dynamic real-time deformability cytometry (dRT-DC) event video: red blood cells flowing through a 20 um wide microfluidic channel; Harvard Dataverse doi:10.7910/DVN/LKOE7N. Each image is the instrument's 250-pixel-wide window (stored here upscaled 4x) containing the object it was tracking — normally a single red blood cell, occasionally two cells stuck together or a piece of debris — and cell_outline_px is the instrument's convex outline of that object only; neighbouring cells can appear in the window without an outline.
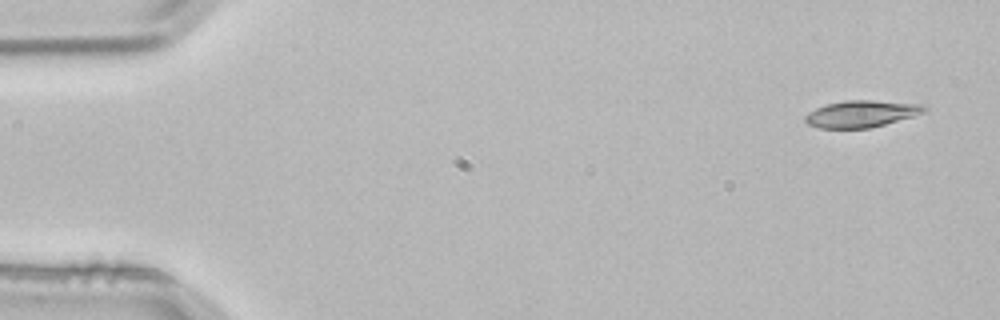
{"species": "common noctule bat (a hibernating species)", "species_latin": "Nyctalus noctula", "temperature_condition": "room temperature", "stored_images_in_passage": 3, "camera_frame_rate_fps": 3000, "um_per_image_px": 0.085, "animal": {"sex": "male", "body_mass_g": 21.5, "forearm_length_mm": 52.0}, "frame": {"image": 1, "passage_image": 1, "time_ms": 0.0, "image_size_px": [1000, 320], "cell_outline_px": [[928, 112], [916, 116], [868, 128], [820, 128], [808, 124], [804, 120], [804, 116], [808, 112], [816, 108], [828, 104], [844, 100], [872, 100], [924, 104], [928, 108]], "centroid_in_image_um": [73.28, 9.67], "position_along_channel_um": 11.7, "area_um2": 18.79}}